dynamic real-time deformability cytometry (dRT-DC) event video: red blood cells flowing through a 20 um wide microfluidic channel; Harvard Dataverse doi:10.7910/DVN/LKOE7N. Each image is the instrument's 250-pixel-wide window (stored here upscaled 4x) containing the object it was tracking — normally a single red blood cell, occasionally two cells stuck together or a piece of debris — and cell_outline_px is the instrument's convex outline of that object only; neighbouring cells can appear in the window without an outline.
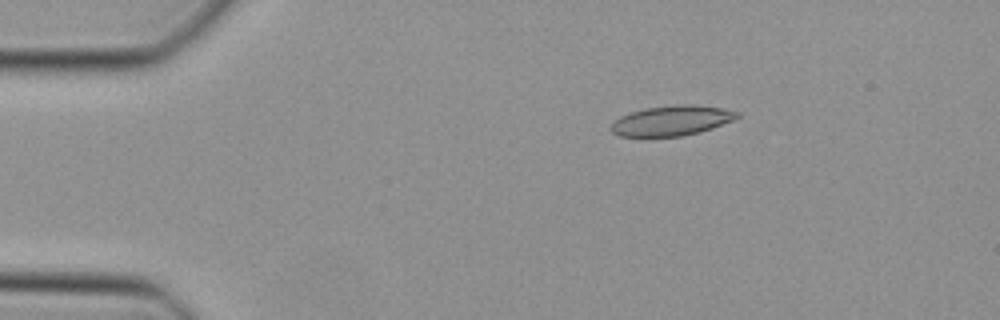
{"species": "Egyptian fruit bat (a non-hibernating species)", "species_latin": "Rousettus aegyptiacus", "temperature_condition": "cold", "stored_images_in_passage": 15, "camera_frame_rate_fps": 3000, "um_per_image_px": 0.085, "animal": {"sex": "female"}, "frame": {"image": 1, "passage_image": 8, "time_ms": 2.333, "image_size_px": [1000, 320], "cell_outline_px": [[740, 116], [732, 120], [712, 128], [700, 132], [684, 136], [620, 136], [612, 132], [612, 124], [620, 116], [632, 112], [648, 108], [676, 104], [692, 104], [724, 108], [740, 112]], "centroid_in_image_um": [57.14, 10.24], "position_along_channel_um": 27.9, "area_um2": 21.91}}
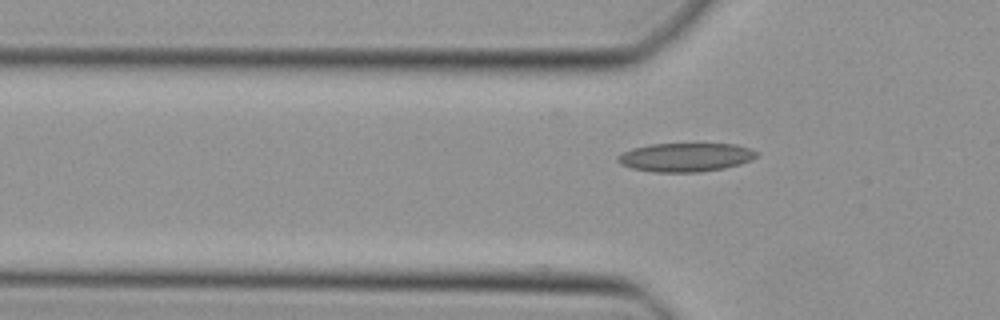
{"frame": {"image": 2, "passage_image": 15, "time_ms": 4.667, "image_size_px": [1000, 320], "cell_outline_px": [[760, 152], [752, 160], [740, 164], [724, 168], [700, 172], [656, 172], [632, 168], [620, 164], [616, 160], [616, 156], [632, 148], [648, 144], [736, 144]], "centroid_in_image_um": [58.27, 13.36], "position_along_channel_um": 67.5, "area_um2": 23.29}}